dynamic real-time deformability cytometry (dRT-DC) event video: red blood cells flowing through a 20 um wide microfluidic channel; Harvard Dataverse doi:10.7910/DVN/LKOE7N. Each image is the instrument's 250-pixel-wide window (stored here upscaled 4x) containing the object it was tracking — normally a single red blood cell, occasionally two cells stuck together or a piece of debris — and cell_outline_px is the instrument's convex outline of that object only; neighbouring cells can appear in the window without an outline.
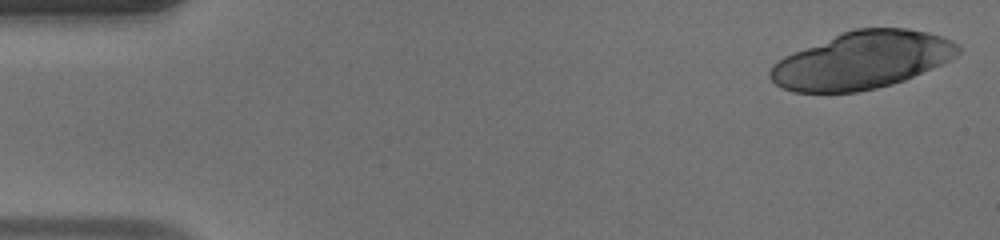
{"species": "human", "species_latin": "Homo sapiens", "temperature_condition": "warm", "stored_images_in_passage": 17, "camera_frame_rate_fps": 3000, "um_per_image_px": 0.085, "donor": {"sex": "male"}, "frame": {"image": 1, "passage_image": 1, "time_ms": 0.0, "image_size_px": [1000, 240], "cell_outline_px": [[960, 52], [956, 56], [932, 68], [904, 80], [892, 84], [876, 88], [856, 92], [792, 92], [780, 88], [768, 76], [768, 72], [772, 64], [784, 56], [844, 32], [856, 28], [908, 28], [928, 32], [952, 40], [960, 44]], "centroid_in_image_um": [73.26, 5.13], "position_along_channel_um": 11.7, "area_um2": 62.42}}